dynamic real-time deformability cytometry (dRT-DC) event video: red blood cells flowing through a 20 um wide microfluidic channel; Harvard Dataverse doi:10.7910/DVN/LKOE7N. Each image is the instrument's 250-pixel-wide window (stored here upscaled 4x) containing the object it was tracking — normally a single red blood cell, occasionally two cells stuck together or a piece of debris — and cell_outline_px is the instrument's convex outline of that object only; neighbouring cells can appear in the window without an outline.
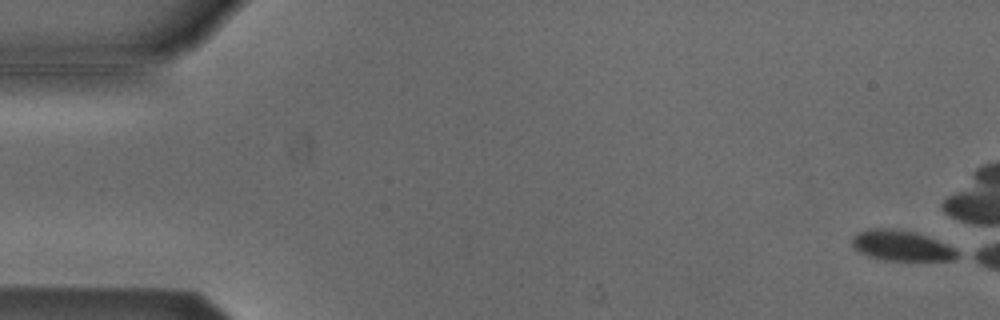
{"species": "Egyptian fruit bat (a non-hibernating species)", "species_latin": "Rousettus aegyptiacus", "temperature_condition": "cold", "stored_images_in_passage": 14, "camera_frame_rate_fps": 3000, "um_per_image_px": 0.085, "animal": {"sex": "male"}, "frame": {"image": 1, "passage_image": 1, "time_ms": 0.0, "image_size_px": [1000, 320], "cell_outline_px": [[960, 256], [952, 260], [888, 260], [868, 256], [856, 252], [852, 244], [852, 236], [868, 228], [892, 228], [916, 232], [948, 244], [960, 252]], "centroid_in_image_um": [76.63, 20.87], "position_along_channel_um": 8.4, "area_um2": 18.84}}